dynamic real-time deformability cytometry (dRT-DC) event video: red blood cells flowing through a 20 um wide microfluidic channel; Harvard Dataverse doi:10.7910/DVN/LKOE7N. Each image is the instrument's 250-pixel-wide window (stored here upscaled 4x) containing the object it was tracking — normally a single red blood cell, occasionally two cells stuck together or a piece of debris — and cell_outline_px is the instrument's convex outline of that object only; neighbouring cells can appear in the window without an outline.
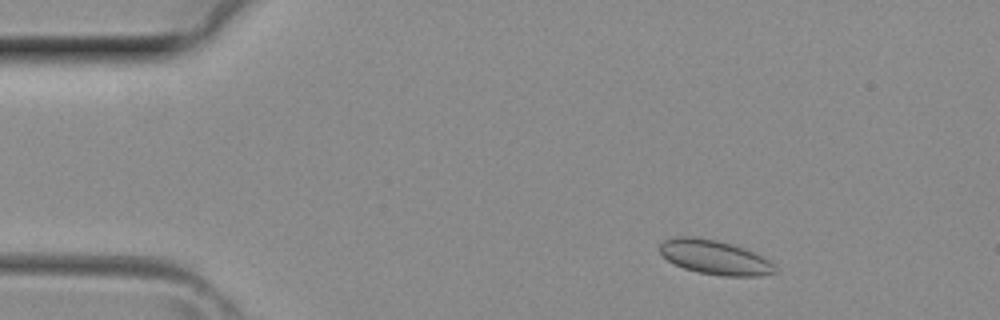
{"species": "common noctule bat (a hibernating species)", "species_latin": "Nyctalus noctula", "temperature_condition": "room temperature", "stored_images_in_passage": 10, "camera_frame_rate_fps": 3000, "um_per_image_px": 0.085, "animal": {"sex": "female", "body_mass_g": 29.2, "forearm_length_mm": 56.3}, "frame": {"image": 1, "passage_image": 3, "time_ms": 0.667, "image_size_px": [1000, 320], "cell_outline_px": [[776, 272], [760, 276], [724, 276], [696, 272], [684, 268], [668, 260], [660, 252], [660, 244], [664, 240], [676, 236], [688, 236], [716, 240], [732, 244], [744, 248], [768, 260], [776, 268]], "centroid_in_image_um": [60.73, 21.87], "position_along_channel_um": 24.3, "area_um2": 22.77}}
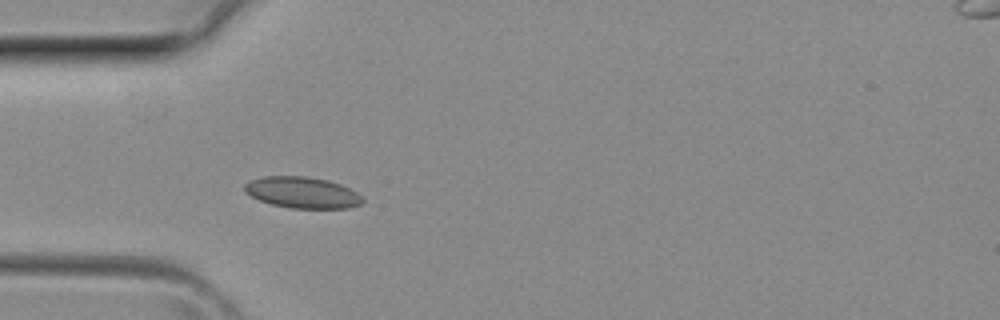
{"frame": {"image": 2, "passage_image": 9, "time_ms": 2.667, "image_size_px": [1000, 320], "cell_outline_px": [[364, 200], [360, 204], [348, 208], [292, 208], [272, 204], [260, 200], [244, 192], [244, 184], [252, 180], [264, 176], [304, 176], [328, 180], [340, 184], [356, 192]], "centroid_in_image_um": [25.68, 16.36], "position_along_channel_um": 59.3, "area_um2": 21.27}}